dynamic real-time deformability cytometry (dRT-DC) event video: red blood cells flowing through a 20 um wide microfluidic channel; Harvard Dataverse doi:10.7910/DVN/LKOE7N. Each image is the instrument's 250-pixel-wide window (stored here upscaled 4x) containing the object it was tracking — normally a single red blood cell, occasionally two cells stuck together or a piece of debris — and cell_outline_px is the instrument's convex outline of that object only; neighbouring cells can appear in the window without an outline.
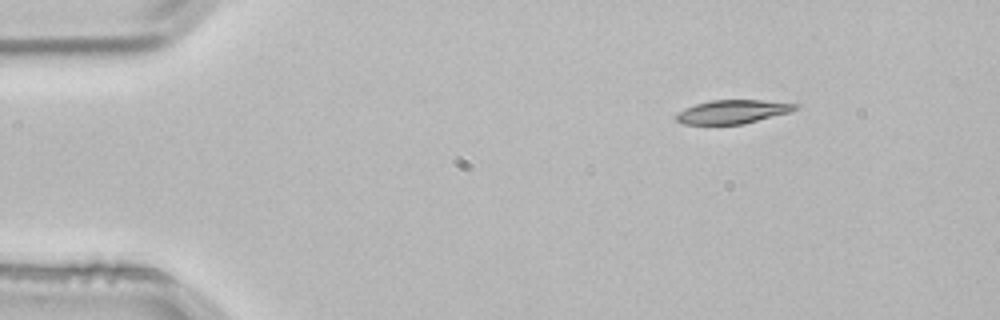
{"species": "common noctule bat (a hibernating species)", "species_latin": "Nyctalus noctula", "temperature_condition": "room temperature", "stored_images_in_passage": 3, "camera_frame_rate_fps": 3000, "um_per_image_px": 0.085, "animal": {"sex": "male", "body_mass_g": 21.5, "forearm_length_mm": 52.0}, "frame": {"image": 1, "passage_image": 1, "time_ms": 0.0, "image_size_px": [1000, 320], "cell_outline_px": [[800, 104], [796, 108], [788, 112], [744, 124], [684, 124], [676, 120], [676, 112], [684, 108], [696, 104], [712, 100], [760, 100]], "centroid_in_image_um": [62.23, 9.49], "position_along_channel_um": 22.8, "area_um2": 16.24}}
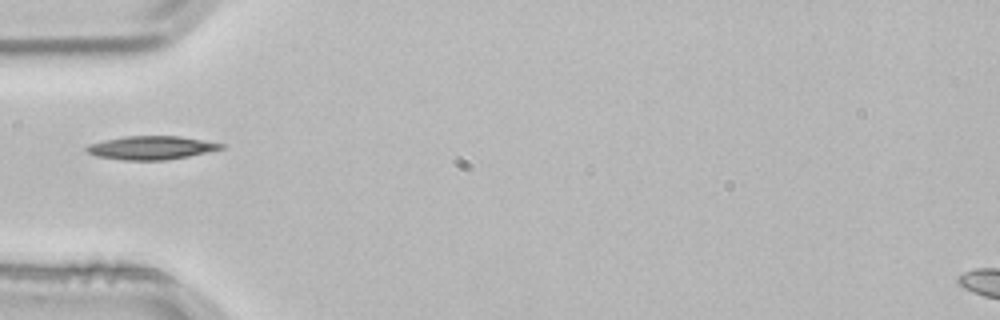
{"frame": {"image": 2, "passage_image": 3, "time_ms": 0.667, "image_size_px": [1000, 320], "cell_outline_px": [[224, 148], [208, 152], [188, 156], [164, 160], [124, 160], [96, 156], [88, 152], [84, 148], [88, 144], [104, 140], [124, 136], [180, 136], [224, 144]], "centroid_in_image_um": [12.83, 12.55], "position_along_channel_um": 72.2, "area_um2": 18.32}}